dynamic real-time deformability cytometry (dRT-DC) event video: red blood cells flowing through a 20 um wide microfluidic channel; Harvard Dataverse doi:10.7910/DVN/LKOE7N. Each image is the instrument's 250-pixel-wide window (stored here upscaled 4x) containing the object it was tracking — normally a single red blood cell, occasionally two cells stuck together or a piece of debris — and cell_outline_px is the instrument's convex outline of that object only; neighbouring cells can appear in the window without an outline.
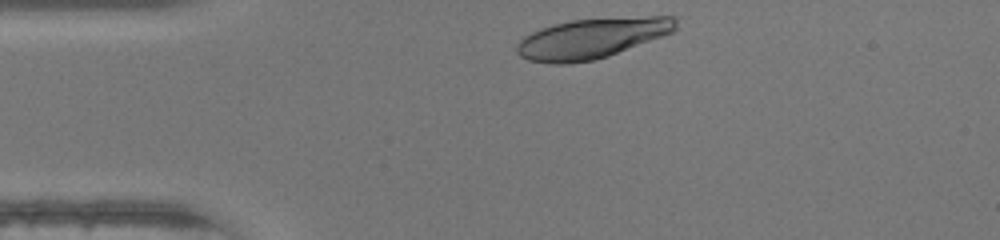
{"species": "human", "species_latin": "Homo sapiens", "temperature_condition": "warm", "stored_images_in_passage": 23, "camera_frame_rate_fps": 3000, "um_per_image_px": 0.085, "donor": {"sex": "female"}, "frame": {"image": 1, "passage_image": 1, "time_ms": 0.0, "image_size_px": [1000, 240], "cell_outline_px": [[676, 28], [672, 32], [608, 56], [592, 60], [568, 64], [552, 64], [528, 60], [520, 56], [516, 52], [516, 44], [524, 36], [540, 28], [572, 20], [648, 16], [672, 16], [676, 20]], "centroid_in_image_um": [50.26, 3.26], "position_along_channel_um": 34.7, "area_um2": 36.99}}
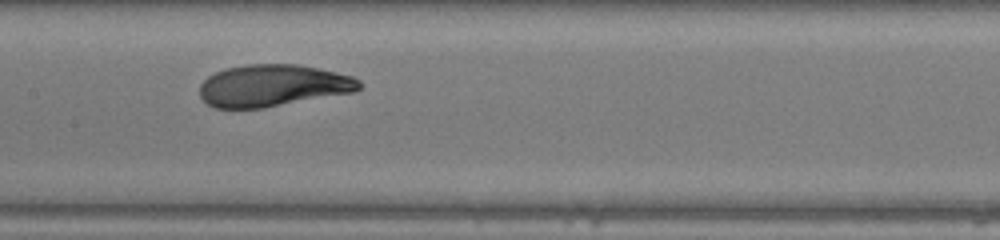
{"frame": {"image": 2, "passage_image": 14, "time_ms": 4.333, "image_size_px": [1000, 240], "cell_outline_px": [[364, 84], [356, 92], [264, 108], [212, 108], [200, 96], [200, 84], [208, 76], [224, 68], [248, 64], [296, 64], [336, 72], [352, 76], [360, 80]], "centroid_in_image_um": [23.21, 7.28], "position_along_channel_um": 184.2, "area_um2": 39.3}}
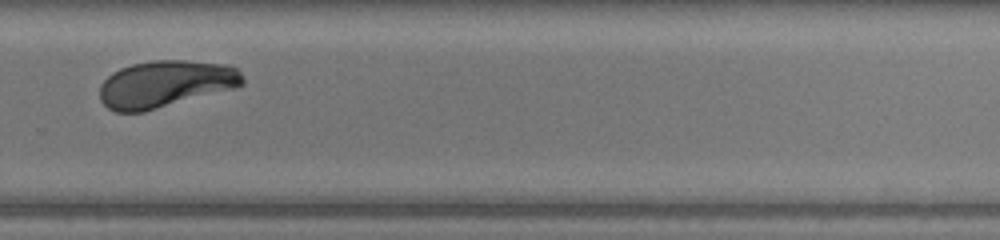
{"frame": {"image": 3, "passage_image": 23, "time_ms": 7.333, "image_size_px": [1000, 240], "cell_outline_px": [[244, 84], [236, 88], [144, 112], [116, 112], [108, 108], [100, 100], [100, 84], [112, 72], [120, 68], [132, 64], [152, 60], [184, 60], [228, 64], [236, 68], [240, 72], [244, 80]], "centroid_in_image_um": [14.06, 7.14], "position_along_channel_um": 315.7, "area_um2": 39.36}}